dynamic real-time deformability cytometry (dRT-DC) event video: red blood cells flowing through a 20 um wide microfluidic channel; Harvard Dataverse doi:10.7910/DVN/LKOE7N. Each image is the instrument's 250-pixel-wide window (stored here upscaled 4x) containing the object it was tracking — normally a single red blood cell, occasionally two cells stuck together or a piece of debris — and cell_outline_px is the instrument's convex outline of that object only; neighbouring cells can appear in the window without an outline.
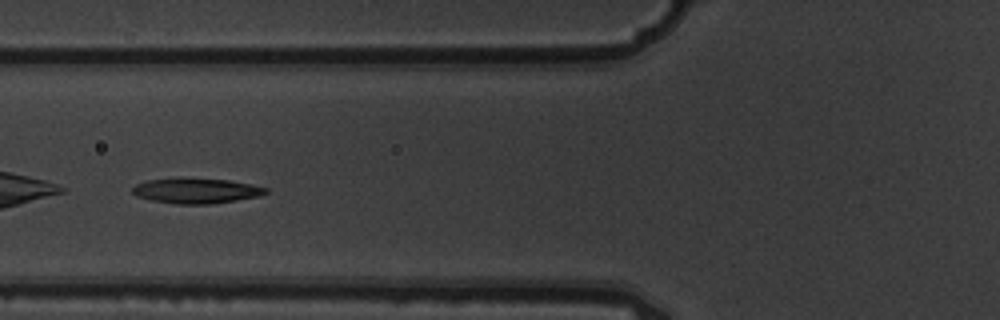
{"species": "common noctule bat (a hibernating species)", "species_latin": "Nyctalus noctula", "temperature_condition": "warm", "stored_images_in_passage": 8, "camera_frame_rate_fps": 3000, "um_per_image_px": 0.085, "animal": {"sex": "male", "body_mass_g": 19.5, "forearm_length_mm": 54.6}, "frame": {"image": 1, "passage_image": 6, "time_ms": 1.667, "image_size_px": [1000, 320], "cell_outline_px": [[268, 192], [260, 196], [236, 200], [208, 204], [172, 204], [152, 200], [136, 196], [132, 192], [132, 188], [136, 184], [148, 180], [180, 176], [228, 180], [252, 184], [268, 188]], "centroid_in_image_um": [16.66, 16.19], "position_along_channel_um": 109.1, "area_um2": 20.06}}
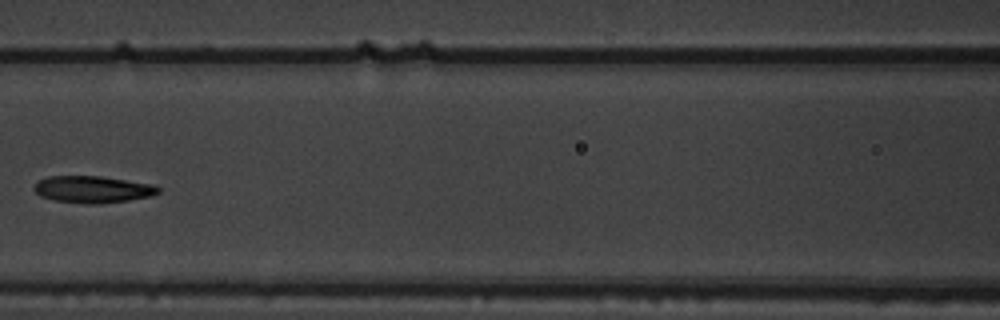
{"frame": {"image": 2, "passage_image": 7, "time_ms": 2.0, "image_size_px": [1000, 320], "cell_outline_px": [[160, 192], [152, 196], [128, 200], [100, 204], [84, 204], [52, 200], [40, 196], [32, 188], [40, 180], [48, 176], [100, 176], [152, 184], [160, 188]], "centroid_in_image_um": [7.87, 16.1], "position_along_channel_um": 158.7, "area_um2": 19.54}}
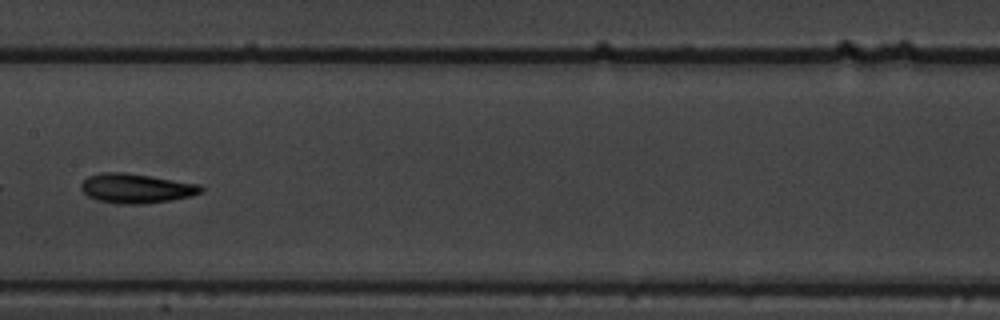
{"frame": {"image": 3, "passage_image": 8, "time_ms": 2.333, "image_size_px": [1000, 320], "cell_outline_px": [[204, 188], [200, 192], [192, 196], [172, 200], [140, 204], [120, 204], [96, 200], [88, 196], [80, 188], [80, 184], [88, 176], [100, 172], [124, 172], [196, 184]], "centroid_in_image_um": [11.51, 16.01], "position_along_channel_um": 195.9, "area_um2": 20.4}}